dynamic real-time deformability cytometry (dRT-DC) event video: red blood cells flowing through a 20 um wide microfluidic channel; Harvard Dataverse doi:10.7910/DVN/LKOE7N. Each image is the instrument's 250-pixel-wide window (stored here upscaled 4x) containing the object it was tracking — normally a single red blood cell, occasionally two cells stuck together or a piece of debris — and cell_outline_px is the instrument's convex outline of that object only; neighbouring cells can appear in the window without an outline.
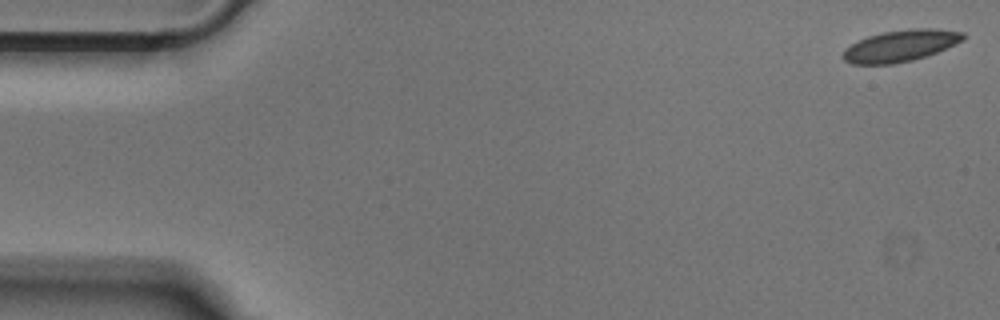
{"species": "Egyptian fruit bat (a non-hibernating species)", "species_latin": "Rousettus aegyptiacus", "temperature_condition": "cold", "stored_images_in_passage": 12, "camera_frame_rate_fps": 3000, "um_per_image_px": 0.085, "animal": {"sex": "male"}, "frame": {"image": 1, "passage_image": 1, "time_ms": 0.0, "image_size_px": [1000, 320], "cell_outline_px": [[968, 36], [964, 40], [936, 52], [912, 60], [892, 64], [852, 64], [844, 60], [840, 56], [852, 44], [868, 36], [884, 32], [908, 28], [936, 28], [964, 32]], "centroid_in_image_um": [76.58, 3.88], "position_along_channel_um": 8.4, "area_um2": 22.02}}